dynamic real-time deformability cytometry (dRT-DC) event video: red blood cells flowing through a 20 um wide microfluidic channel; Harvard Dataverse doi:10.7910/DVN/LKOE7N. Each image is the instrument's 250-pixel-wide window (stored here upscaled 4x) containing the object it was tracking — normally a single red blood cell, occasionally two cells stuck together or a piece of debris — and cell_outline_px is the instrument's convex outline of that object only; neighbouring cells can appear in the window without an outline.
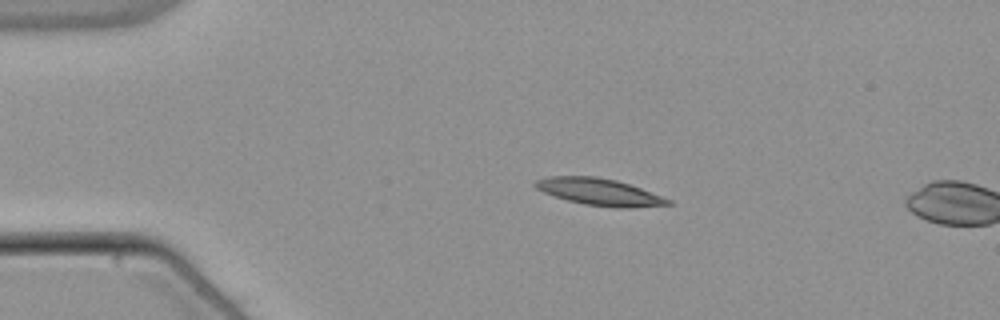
{"species": "common noctule bat (a hibernating species)", "species_latin": "Nyctalus noctula", "temperature_condition": "warm", "stored_images_in_passage": 13, "camera_frame_rate_fps": 3000, "um_per_image_px": 0.085, "animal": {"sex": "male", "body_mass_g": 21.5, "forearm_length_mm": 52.0}, "frame": {"image": 1, "passage_image": 11, "time_ms": 3.333, "image_size_px": [1000, 320], "cell_outline_px": [[676, 204], [632, 208], [616, 208], [584, 204], [568, 200], [544, 192], [536, 188], [532, 184], [536, 180], [548, 176], [596, 176], [616, 180], [640, 188], [672, 200]], "centroid_in_image_um": [50.98, 16.32], "position_along_channel_um": 34.0, "area_um2": 20.81}}